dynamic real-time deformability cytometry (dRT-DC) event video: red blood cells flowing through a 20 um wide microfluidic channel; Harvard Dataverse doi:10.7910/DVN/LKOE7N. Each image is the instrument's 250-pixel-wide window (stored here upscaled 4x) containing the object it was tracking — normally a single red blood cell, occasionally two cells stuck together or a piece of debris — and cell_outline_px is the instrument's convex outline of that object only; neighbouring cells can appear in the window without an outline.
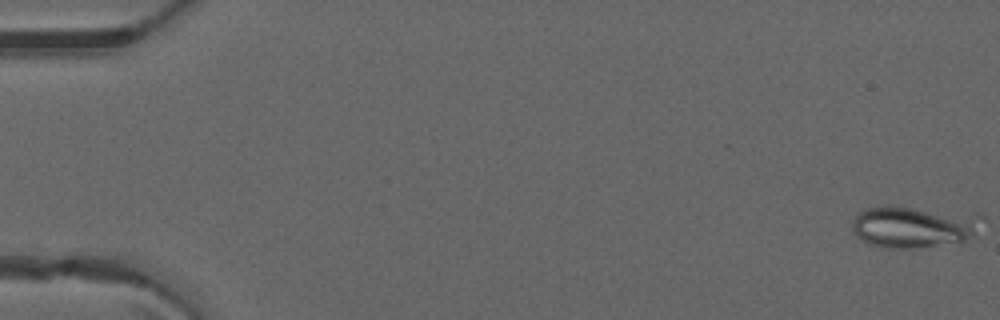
{"species": "common noctule bat (a hibernating species)", "species_latin": "Nyctalus noctula", "temperature_condition": "warm", "stored_images_in_passage": 9, "camera_frame_rate_fps": 3000, "um_per_image_px": 0.085, "animal": {"sex": "male", "forearm_length_mm": 52.5}, "frame": {"image": 1, "passage_image": 1, "time_ms": 0.0, "image_size_px": [1000, 320], "cell_outline_px": [[984, 216], [972, 232], [964, 240], [912, 248], [880, 248], [868, 244], [852, 228], [852, 220], [864, 208], [884, 204]], "centroid_in_image_um": [77.51, 19.25], "position_along_channel_um": 7.5, "area_um2": 30.63}}